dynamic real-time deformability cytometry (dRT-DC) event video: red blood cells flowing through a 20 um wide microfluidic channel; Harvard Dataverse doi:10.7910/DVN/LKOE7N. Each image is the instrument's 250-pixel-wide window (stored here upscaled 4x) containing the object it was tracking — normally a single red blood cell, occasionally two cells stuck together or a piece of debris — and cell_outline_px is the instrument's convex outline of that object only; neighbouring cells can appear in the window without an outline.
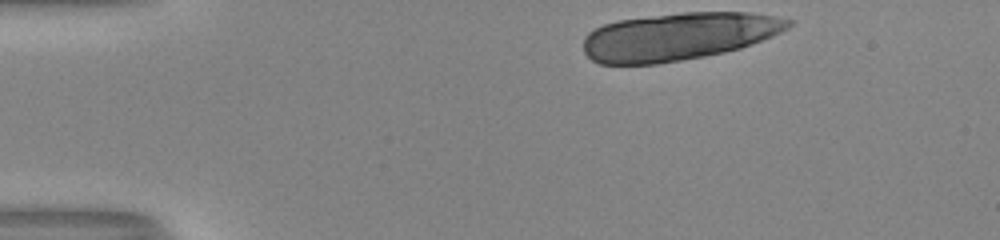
{"species": "human", "species_latin": "Homo sapiens", "temperature_condition": "room temperature", "stored_images_in_passage": 12, "camera_frame_rate_fps": 3000, "um_per_image_px": 0.085, "donor": {"sex": "male"}, "frame": {"image": 1, "passage_image": 1, "time_ms": 0.0, "image_size_px": [1000, 240], "cell_outline_px": [[796, 20], [788, 28], [772, 36], [752, 44], [740, 48], [724, 52], [704, 56], [656, 64], [600, 64], [592, 60], [584, 52], [584, 36], [588, 32], [604, 24], [620, 20], [680, 12], [748, 12]], "centroid_in_image_um": [57.66, 3.09], "position_along_channel_um": 27.3, "area_um2": 56.82}}